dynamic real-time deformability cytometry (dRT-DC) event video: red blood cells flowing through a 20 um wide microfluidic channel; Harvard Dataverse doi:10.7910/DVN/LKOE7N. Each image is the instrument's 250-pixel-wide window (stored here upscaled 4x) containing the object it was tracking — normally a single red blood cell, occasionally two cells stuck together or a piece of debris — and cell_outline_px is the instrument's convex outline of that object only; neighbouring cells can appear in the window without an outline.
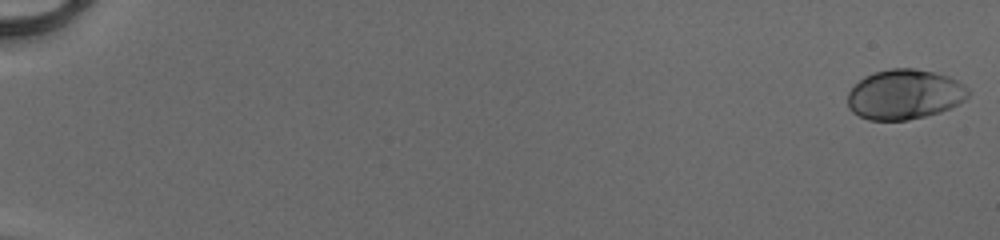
{"species": "human", "species_latin": "Homo sapiens", "temperature_condition": "cold", "stored_images_in_passage": 52, "camera_frame_rate_fps": 3000, "um_per_image_px": 0.085, "donor": {"sex": "male"}, "frame": {"image": 1, "passage_image": 1, "time_ms": 0.0, "image_size_px": [1000, 240], "cell_outline_px": [[968, 96], [964, 100], [940, 112], [908, 120], [868, 120], [852, 112], [848, 108], [848, 92], [864, 76], [876, 72], [892, 68], [916, 68], [948, 76], [964, 84], [968, 88]], "centroid_in_image_um": [76.87, 8.03], "position_along_channel_um": 8.1, "area_um2": 34.91}}
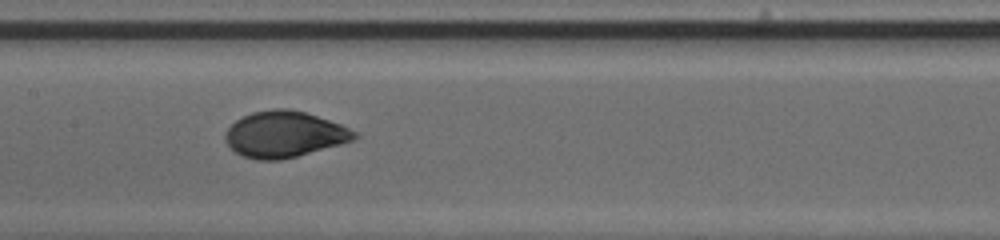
{"frame": {"image": 2, "passage_image": 29, "time_ms": 9.333, "image_size_px": [1000, 240], "cell_outline_px": [[360, 136], [352, 140], [340, 144], [296, 156], [280, 160], [256, 160], [240, 156], [224, 140], [224, 132], [236, 120], [252, 112], [276, 108], [288, 108], [304, 112], [340, 124], [360, 132]], "centroid_in_image_um": [24.16, 11.42], "position_along_channel_um": 183.2, "area_um2": 34.68}}
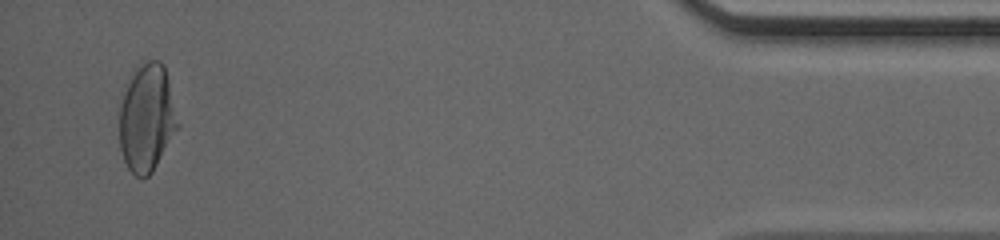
{"frame": {"image": 3, "passage_image": 51, "time_ms": 16.667, "image_size_px": [1000, 240], "cell_outline_px": [[180, 124], [152, 172], [148, 176], [140, 180], [128, 168], [124, 160], [120, 148], [120, 92], [132, 72], [136, 68], [148, 60], [160, 60], [164, 64]], "centroid_in_image_um": [12.46, 10.0], "position_along_channel_um": 422.7, "area_um2": 36.99}, "authors_computed_cell_mechanics": {"area_um2": 34.4199, "velocity_mm_per_s": 4.124, "shape_relaxation_time_tau1_ms": 3.0211, "shape_relaxation_time_tau2_ms": null, "deformation_change_tau1": 0.155, "deformation_change_tau2": null}}